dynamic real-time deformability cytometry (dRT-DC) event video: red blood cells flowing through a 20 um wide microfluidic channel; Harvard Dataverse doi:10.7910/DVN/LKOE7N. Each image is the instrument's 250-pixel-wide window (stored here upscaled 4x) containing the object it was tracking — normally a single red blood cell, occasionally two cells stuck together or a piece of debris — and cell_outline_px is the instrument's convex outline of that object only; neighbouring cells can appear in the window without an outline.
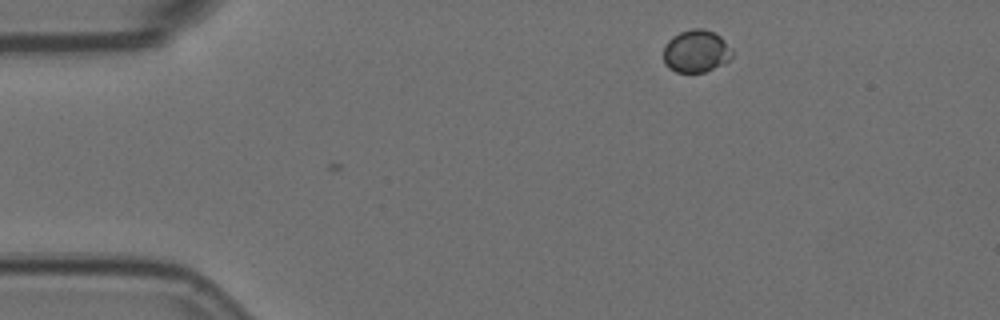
{"species": "Egyptian fruit bat (a non-hibernating species)", "species_latin": "Rousettus aegyptiacus", "temperature_condition": "room temperature", "stored_images_in_passage": 3, "camera_frame_rate_fps": 3000, "um_per_image_px": 0.085, "animal": {"sex": "female"}, "frame": {"image": 1, "passage_image": 3, "time_ms": 0.667, "image_size_px": [1000, 320], "cell_outline_px": [[732, 56], [724, 64], [704, 72], [676, 72], [668, 68], [664, 64], [664, 48], [668, 40], [672, 36], [680, 32], [692, 28], [704, 28], [720, 36], [732, 48]], "centroid_in_image_um": [59.17, 4.35], "position_along_channel_um": 25.8, "area_um2": 17.11}}